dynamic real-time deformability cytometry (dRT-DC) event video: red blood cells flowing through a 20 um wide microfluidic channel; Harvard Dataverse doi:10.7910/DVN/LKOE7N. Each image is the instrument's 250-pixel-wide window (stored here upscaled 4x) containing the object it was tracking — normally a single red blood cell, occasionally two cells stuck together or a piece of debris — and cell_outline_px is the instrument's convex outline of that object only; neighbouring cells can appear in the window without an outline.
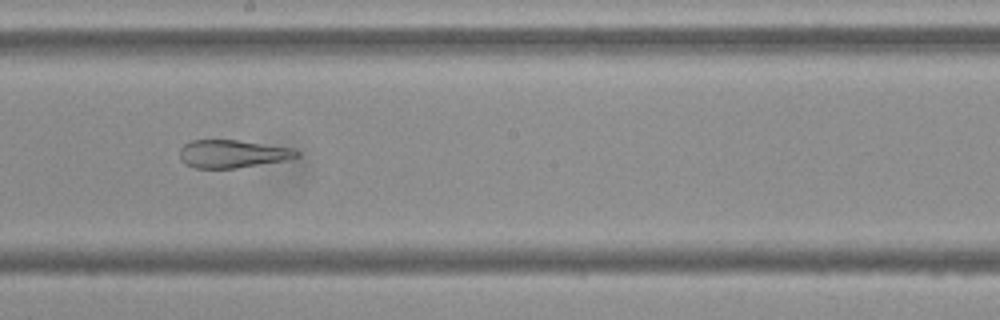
{"species": "Egyptian fruit bat (a non-hibernating species)", "species_latin": "Rousettus aegyptiacus", "temperature_condition": "cold", "stored_images_in_passage": 55, "camera_frame_rate_fps": 3000, "um_per_image_px": 0.085, "frame": {"image": 1, "passage_image": 31, "time_ms": 10.0, "image_size_px": [1000, 320], "cell_outline_px": [[300, 156], [288, 160], [236, 168], [196, 168], [184, 164], [180, 160], [180, 148], [184, 144], [192, 140], [236, 140], [292, 148], [300, 152]], "centroid_in_image_um": [19.76, 13.08], "position_along_channel_um": 228.4, "area_um2": 19.07}}
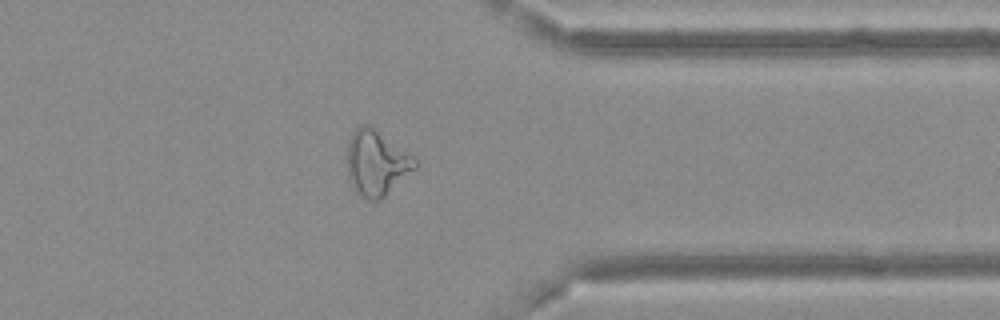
{"frame": {"image": 2, "passage_image": 44, "time_ms": 14.333, "image_size_px": [1000, 320], "cell_outline_px": [[416, 168], [384, 196], [376, 200], [368, 200], [360, 196], [356, 192], [348, 176], [348, 144], [352, 132], [356, 128], [364, 124], [368, 124], [408, 152], [416, 160]], "centroid_in_image_um": [31.99, 13.85], "position_along_channel_um": 379.4, "area_um2": 25.26}}
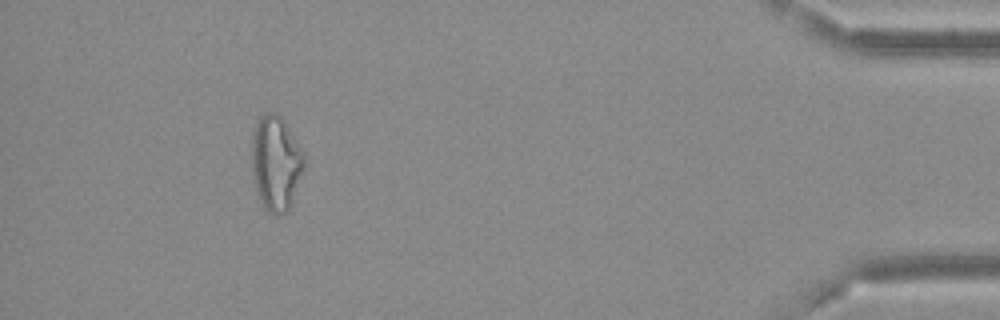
{"frame": {"image": 3, "passage_image": 51, "time_ms": 16.667, "image_size_px": [1000, 320], "cell_outline_px": [[304, 168], [288, 212], [280, 216], [276, 216], [264, 208], [256, 192], [252, 176], [252, 136], [256, 120], [264, 112], [276, 112], [280, 116], [304, 152]], "centroid_in_image_um": [23.43, 13.87], "position_along_channel_um": 411.8, "area_um2": 29.19}, "authors_computed_cell_mechanics": {"area_um2": 26.9348, "velocity_mm_per_s": 3.6638, "shape_relaxation_time_tau1_ms": null, "shape_relaxation_time_tau2_ms": 2.8724, "deformation_change_tau1": null, "deformation_change_tau2": 0.1194}}